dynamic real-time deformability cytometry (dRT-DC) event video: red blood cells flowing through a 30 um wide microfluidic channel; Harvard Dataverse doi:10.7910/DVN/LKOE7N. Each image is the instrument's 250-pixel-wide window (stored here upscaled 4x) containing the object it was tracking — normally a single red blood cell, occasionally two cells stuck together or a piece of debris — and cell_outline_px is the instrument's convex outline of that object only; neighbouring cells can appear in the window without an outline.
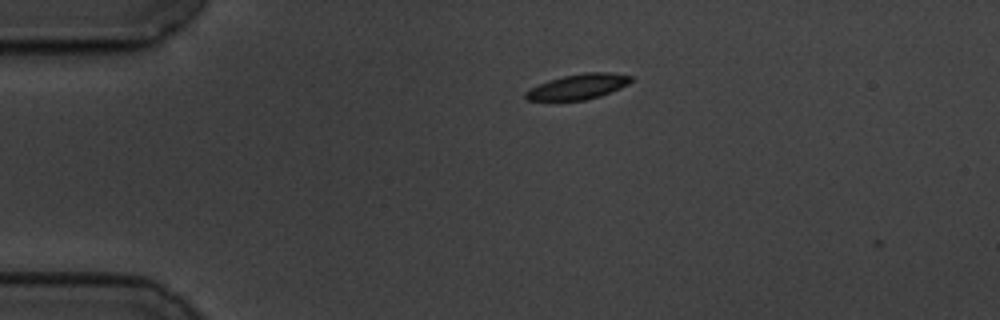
{"species": "common noctule bat (a hibernating species)", "species_latin": "Nyctalus noctula", "temperature_condition": "cold", "stored_images_in_passage": 6, "camera_frame_rate_fps": 3000, "um_per_image_px": 0.085, "animal": {"sex": "male", "body_mass_g": 19.5, "forearm_length_mm": 54.6}, "frame": {"image": 1, "passage_image": 2, "time_ms": 0.333, "image_size_px": [1000, 320], "cell_outline_px": [[632, 80], [628, 84], [620, 88], [600, 96], [584, 100], [528, 100], [524, 96], [524, 92], [548, 80], [564, 76], [584, 72], [608, 72], [632, 76]], "centroid_in_image_um": [49.15, 7.36], "position_along_channel_um": 35.8, "area_um2": 15.32}}